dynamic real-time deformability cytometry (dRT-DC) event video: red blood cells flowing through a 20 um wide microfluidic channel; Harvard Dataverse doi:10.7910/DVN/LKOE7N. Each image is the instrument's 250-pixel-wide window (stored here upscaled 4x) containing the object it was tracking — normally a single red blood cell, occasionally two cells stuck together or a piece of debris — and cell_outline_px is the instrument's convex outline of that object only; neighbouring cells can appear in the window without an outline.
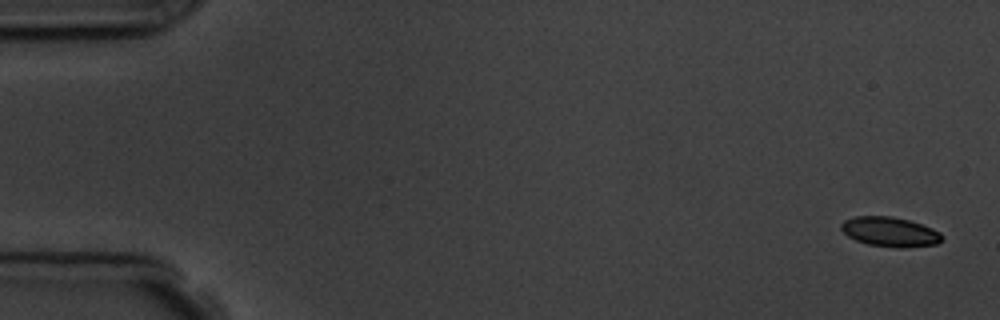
{"species": "common noctule bat (a hibernating species)", "species_latin": "Nyctalus noctula", "temperature_condition": "room temperature", "stored_images_in_passage": 5, "camera_frame_rate_fps": 3000, "um_per_image_px": 0.085, "animal": {"sex": "male", "body_mass_g": 19.5, "forearm_length_mm": 54.6}, "frame": {"image": 1, "passage_image": 1, "time_ms": 0.0, "image_size_px": [1000, 320], "cell_outline_px": [[944, 236], [936, 244], [900, 248], [896, 248], [868, 244], [856, 240], [848, 236], [840, 228], [840, 224], [844, 220], [856, 216], [892, 216], [908, 220], [932, 228], [940, 232]], "centroid_in_image_um": [75.63, 19.7], "position_along_channel_um": 9.4, "area_um2": 17.34}}
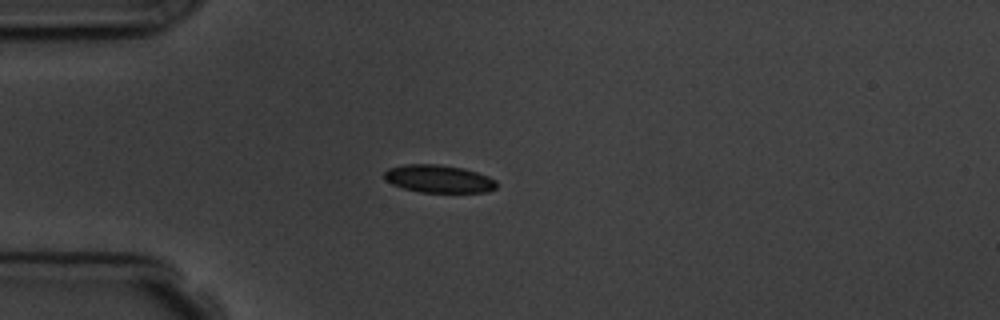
{"frame": {"image": 2, "passage_image": 4, "time_ms": 4.333, "image_size_px": [1000, 320], "cell_outline_px": [[496, 188], [488, 192], [420, 192], [404, 188], [392, 184], [384, 180], [384, 172], [388, 168], [404, 164], [440, 164], [464, 168], [488, 176], [496, 180]], "centroid_in_image_um": [37.27, 15.19], "position_along_channel_um": 47.7, "area_um2": 18.26}}